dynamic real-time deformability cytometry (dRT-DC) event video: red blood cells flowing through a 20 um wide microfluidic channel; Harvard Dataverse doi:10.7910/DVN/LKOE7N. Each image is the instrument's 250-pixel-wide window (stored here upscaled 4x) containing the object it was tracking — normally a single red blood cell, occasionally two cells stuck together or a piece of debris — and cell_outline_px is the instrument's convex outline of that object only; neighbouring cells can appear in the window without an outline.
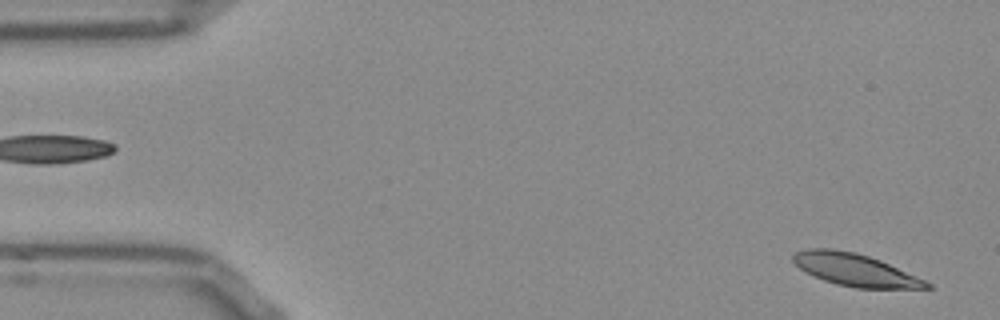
{"species": "Egyptian fruit bat (a non-hibernating species)", "species_latin": "Rousettus aegyptiacus", "temperature_condition": "room temperature", "stored_images_in_passage": 53, "camera_frame_rate_fps": 3000, "um_per_image_px": 0.085, "frame": {"image": 1, "passage_image": 2, "time_ms": 0.333, "image_size_px": [1000, 320], "cell_outline_px": [[932, 288], [856, 288], [836, 284], [824, 280], [800, 268], [792, 260], [792, 256], [796, 252], [808, 248], [828, 248], [856, 252], [880, 260], [924, 280], [932, 284]], "centroid_in_image_um": [72.67, 22.93], "position_along_channel_um": 12.3, "area_um2": 24.74}}
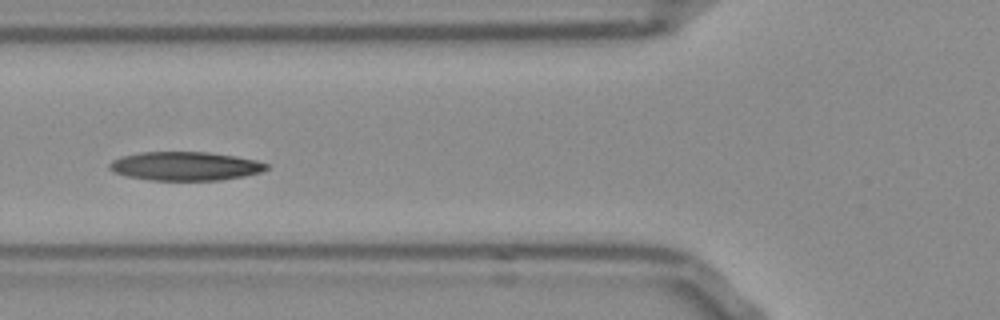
{"frame": {"image": 2, "passage_image": 19, "time_ms": 6.0, "image_size_px": [1000, 320], "cell_outline_px": [[268, 168], [260, 172], [244, 176], [220, 180], [148, 180], [128, 176], [116, 172], [108, 168], [108, 164], [112, 160], [124, 156], [140, 152], [208, 152], [236, 156], [256, 160], [268, 164]], "centroid_in_image_um": [15.75, 14.12], "position_along_channel_um": 110.0, "area_um2": 26.18}}
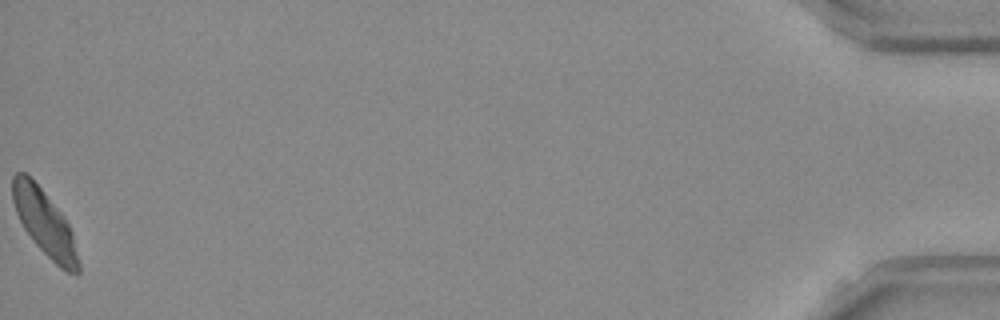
{"frame": {"image": 3, "passage_image": 53, "time_ms": 17.333, "image_size_px": [1000, 320], "cell_outline_px": [[80, 272], [76, 276], [60, 268], [32, 240], [24, 228], [16, 212], [12, 200], [12, 176], [16, 172], [24, 172], [40, 188], [60, 212], [68, 224], [72, 232], [80, 264]], "centroid_in_image_um": [3.79, 18.98], "position_along_channel_um": 431.4, "area_um2": 24.74}, "authors_computed_cell_mechanics": {"area_um2": 25.6632, "velocity_mm_per_s": 3.7554, "shape_relaxation_time_tau1_ms": 6.7828, "shape_relaxation_time_tau2_ms": 3.6469, "deformation_change_tau1": 0.1891, "deformation_change_tau2": 0.1144}}